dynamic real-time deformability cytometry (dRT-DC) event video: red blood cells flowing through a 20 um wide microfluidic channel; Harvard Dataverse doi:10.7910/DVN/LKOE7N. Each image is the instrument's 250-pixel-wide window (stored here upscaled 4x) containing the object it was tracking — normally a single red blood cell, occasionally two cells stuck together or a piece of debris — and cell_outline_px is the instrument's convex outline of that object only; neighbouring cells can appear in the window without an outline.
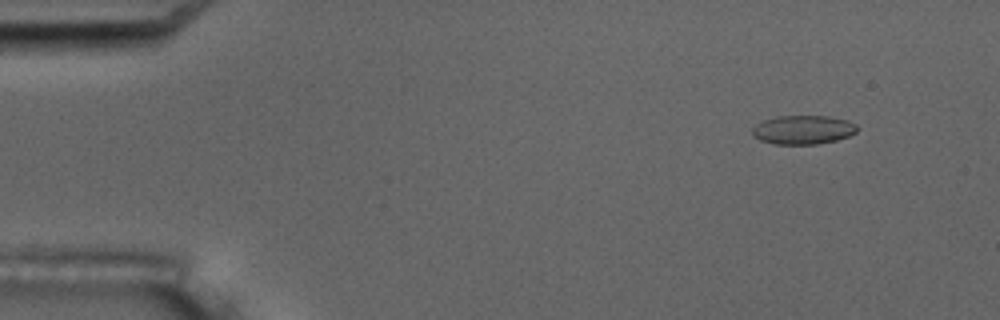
{"species": "common noctule bat (a hibernating species)", "species_latin": "Nyctalus noctula", "temperature_condition": "room temperature", "stored_images_in_passage": 6, "camera_frame_rate_fps": 3000, "um_per_image_px": 0.085, "animal": {"sex": "male", "body_mass_g": 17.5, "forearm_length_mm": 52.3}, "frame": {"image": 1, "passage_image": 1, "time_ms": 0.0, "image_size_px": [1000, 320], "cell_outline_px": [[856, 132], [848, 136], [836, 140], [816, 144], [772, 144], [760, 140], [752, 136], [752, 128], [756, 124], [764, 120], [776, 116], [828, 116], [848, 120], [856, 124]], "centroid_in_image_um": [68.23, 11.03], "position_along_channel_um": 16.8, "area_um2": 17.69}}